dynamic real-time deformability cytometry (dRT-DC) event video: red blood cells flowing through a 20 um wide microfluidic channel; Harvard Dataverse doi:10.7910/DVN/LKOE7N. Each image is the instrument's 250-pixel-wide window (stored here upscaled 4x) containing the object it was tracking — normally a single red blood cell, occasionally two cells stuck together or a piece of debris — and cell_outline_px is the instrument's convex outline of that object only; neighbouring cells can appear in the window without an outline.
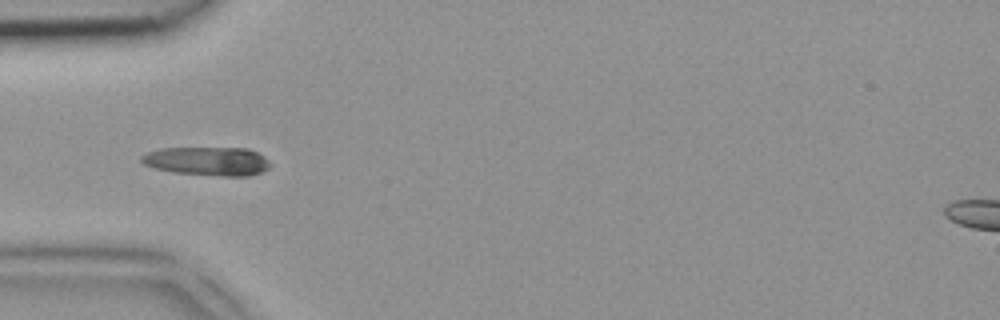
{"species": "common noctule bat (a hibernating species)", "species_latin": "Nyctalus noctula", "temperature_condition": "room temperature", "stored_images_in_passage": 47, "camera_frame_rate_fps": 3000, "um_per_image_px": 0.085, "animal": {"sex": "female", "body_mass_g": 18.4}, "frame": {"image": 1, "passage_image": 14, "time_ms": 4.333, "image_size_px": [1000, 320], "cell_outline_px": [[272, 164], [268, 168], [260, 172], [248, 176], [220, 176], [172, 172], [152, 168], [144, 164], [140, 160], [140, 156], [148, 152], [160, 148], [248, 148], [264, 156]], "centroid_in_image_um": [17.62, 13.7], "position_along_channel_um": 67.4, "area_um2": 21.68}}